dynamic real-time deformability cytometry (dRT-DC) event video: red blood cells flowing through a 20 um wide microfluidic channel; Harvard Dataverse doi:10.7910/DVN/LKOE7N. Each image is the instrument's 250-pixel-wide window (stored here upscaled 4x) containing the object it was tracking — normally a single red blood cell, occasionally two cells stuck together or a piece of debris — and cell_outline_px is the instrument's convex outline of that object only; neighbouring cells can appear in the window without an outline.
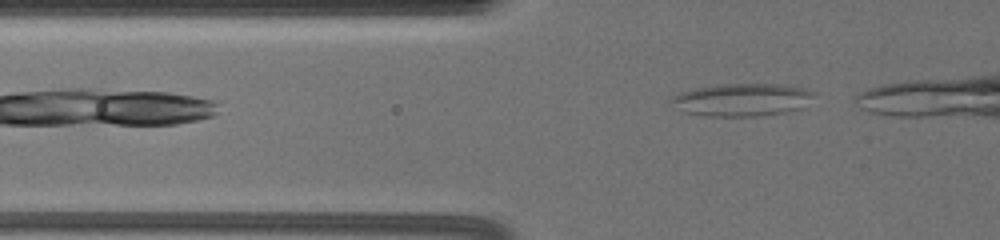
{"species": "common noctule bat (a hibernating species)", "species_latin": "Nyctalus noctula", "temperature_condition": "warm", "stored_images_in_passage": 10, "camera_frame_rate_fps": 3000, "um_per_image_px": 0.085, "animal": {"sex": "female", "body_mass_g": 19.5, "forearm_length_mm": 54.1}, "frame": {"image": 1, "passage_image": 2, "time_ms": 0.333, "image_size_px": [1000, 240], "cell_outline_px": [[812, 92], [796, 108], [784, 112], [756, 116], [704, 116], [684, 112], [668, 100], [672, 96], [680, 92], [716, 84], [776, 84], [800, 88]], "centroid_in_image_um": [62.87, 8.48], "position_along_channel_um": 62.9, "area_um2": 26.18}}
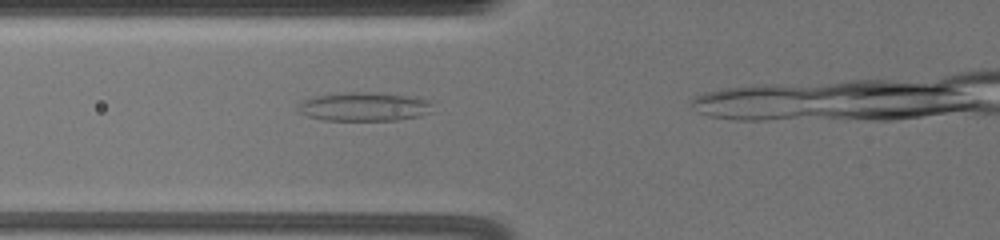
{"frame": {"image": 2, "passage_image": 6, "time_ms": 1.667, "image_size_px": [1000, 240], "cell_outline_px": [[432, 112], [420, 116], [396, 120], [324, 120], [308, 116], [300, 112], [296, 108], [296, 104], [304, 100], [316, 96], [348, 92], [368, 92], [404, 96], [424, 100], [432, 104]], "centroid_in_image_um": [30.9, 9.08], "position_along_channel_um": 94.9, "area_um2": 22.25}}
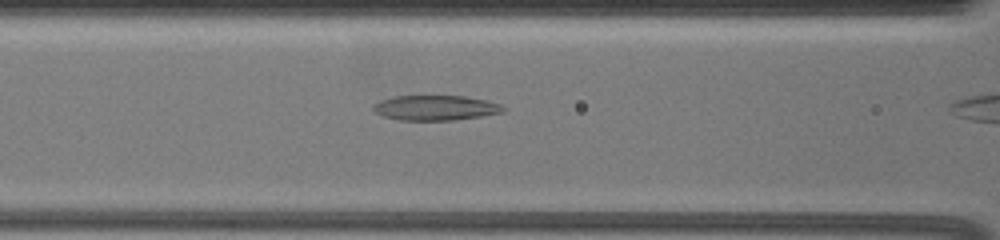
{"frame": {"image": 3, "passage_image": 9, "time_ms": 2.667, "image_size_px": [1000, 240], "cell_outline_px": [[504, 108], [500, 112], [480, 116], [452, 120], [400, 120], [384, 116], [376, 112], [372, 108], [372, 104], [380, 100], [396, 96], [464, 96], [484, 100], [500, 104]], "centroid_in_image_um": [36.95, 9.16], "position_along_channel_um": 129.7, "area_um2": 18.61}}